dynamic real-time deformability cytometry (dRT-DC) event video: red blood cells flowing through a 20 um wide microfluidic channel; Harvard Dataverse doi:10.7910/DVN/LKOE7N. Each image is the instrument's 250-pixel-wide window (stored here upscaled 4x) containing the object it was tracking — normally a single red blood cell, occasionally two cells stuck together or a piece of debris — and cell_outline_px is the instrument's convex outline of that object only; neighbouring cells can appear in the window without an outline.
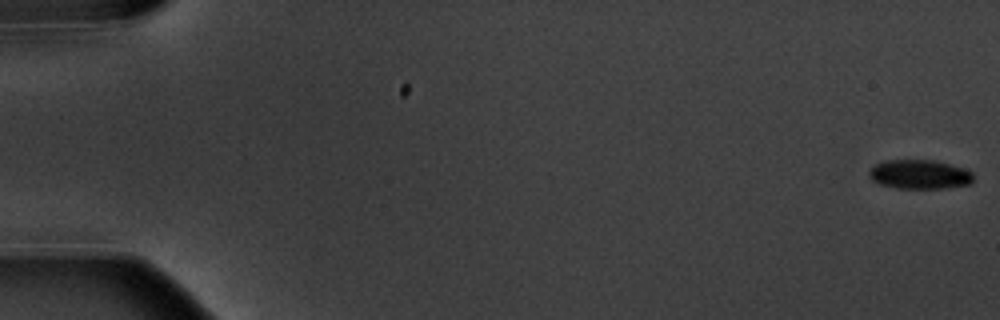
{"species": "common noctule bat (a hibernating species)", "species_latin": "Nyctalus noctula", "temperature_condition": "warm", "stored_images_in_passage": 6, "camera_frame_rate_fps": 3000, "um_per_image_px": 0.085, "animal": {"sex": "male", "body_mass_g": 20.1, "forearm_length_mm": 53.5}, "frame": {"image": 1, "passage_image": 1, "time_ms": 0.0, "image_size_px": [1000, 320], "cell_outline_px": [[972, 184], [944, 188], [896, 188], [880, 184], [872, 180], [868, 176], [868, 172], [876, 164], [888, 160], [936, 160], [964, 168], [972, 172]], "centroid_in_image_um": [78.17, 14.82], "position_along_channel_um": 6.8, "area_um2": 17.74}}